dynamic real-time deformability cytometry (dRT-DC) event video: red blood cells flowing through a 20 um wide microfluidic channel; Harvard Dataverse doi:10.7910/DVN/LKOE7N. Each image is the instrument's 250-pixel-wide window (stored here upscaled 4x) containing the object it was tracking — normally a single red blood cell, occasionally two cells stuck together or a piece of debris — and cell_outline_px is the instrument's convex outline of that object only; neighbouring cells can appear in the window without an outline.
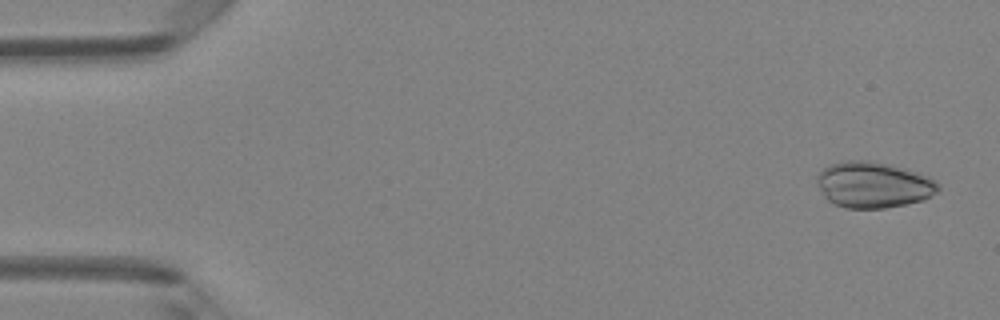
{"species": "Egyptian fruit bat (a non-hibernating species)", "species_latin": "Rousettus aegyptiacus", "temperature_condition": "room temperature", "stored_images_in_passage": 4, "camera_frame_rate_fps": 3000, "um_per_image_px": 0.085, "animal": {"sex": "female"}, "frame": {"image": 1, "passage_image": 1, "time_ms": 0.0, "image_size_px": [1000, 320], "cell_outline_px": [[940, 188], [936, 192], [924, 200], [884, 208], [844, 208], [828, 200], [824, 196], [816, 184], [816, 176], [824, 168], [832, 164], [848, 160], [868, 160], [892, 164], [920, 172], [936, 180], [940, 184]], "centroid_in_image_um": [74.26, 15.69], "position_along_channel_um": 10.7, "area_um2": 32.77}}